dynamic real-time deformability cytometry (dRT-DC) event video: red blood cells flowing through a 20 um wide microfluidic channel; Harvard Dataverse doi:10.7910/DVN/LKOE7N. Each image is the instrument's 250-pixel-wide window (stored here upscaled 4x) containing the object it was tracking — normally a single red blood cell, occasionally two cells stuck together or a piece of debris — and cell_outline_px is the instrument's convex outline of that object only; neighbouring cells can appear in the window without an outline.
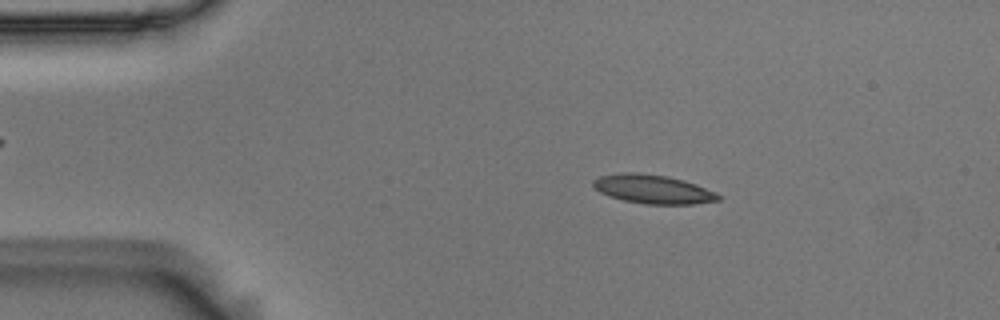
{"species": "Egyptian fruit bat (a non-hibernating species)", "species_latin": "Rousettus aegyptiacus", "temperature_condition": "room temperature", "stored_images_in_passage": 54, "camera_frame_rate_fps": 3000, "um_per_image_px": 0.085, "animal": {"sex": "male"}, "frame": {"image": 1, "passage_image": 9, "time_ms": 2.667, "image_size_px": [1000, 320], "cell_outline_px": [[720, 200], [692, 204], [644, 204], [624, 200], [600, 192], [592, 184], [592, 180], [600, 176], [620, 172], [640, 172], [668, 176], [684, 180], [696, 184], [716, 192], [720, 196]], "centroid_in_image_um": [55.51, 16.06], "position_along_channel_um": 29.5, "area_um2": 21.04}}
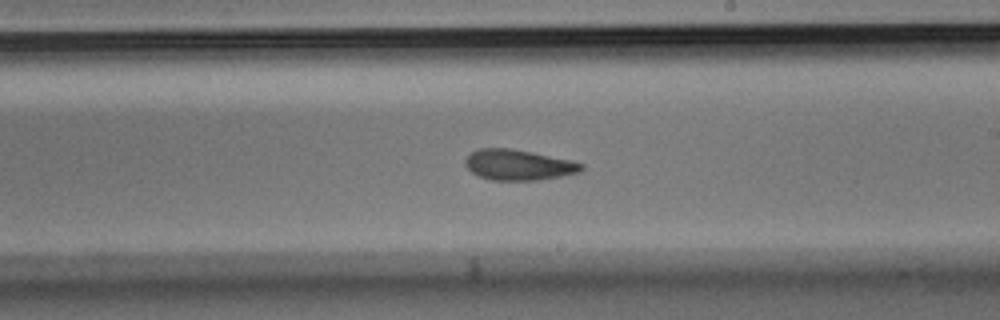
{"frame": {"image": 2, "passage_image": 31, "time_ms": 10.0, "image_size_px": [1000, 320], "cell_outline_px": [[584, 168], [580, 172], [540, 180], [492, 180], [480, 176], [472, 172], [464, 164], [464, 160], [472, 152], [480, 148], [512, 148], [572, 160], [584, 164]], "centroid_in_image_um": [44.09, 14.01], "position_along_channel_um": 244.9, "area_um2": 20.69}}
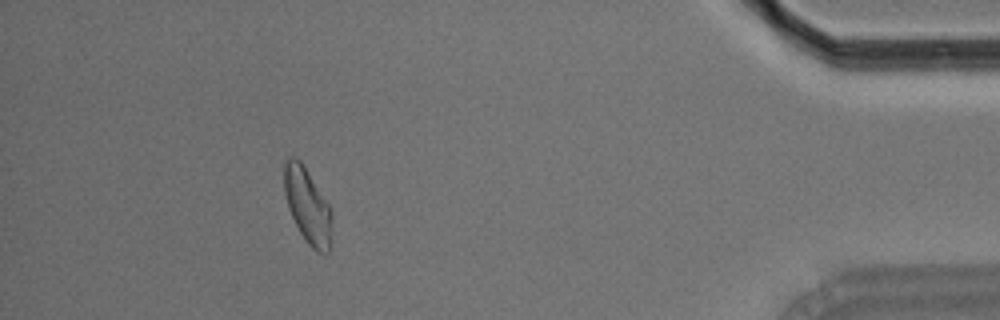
{"frame": {"image": 3, "passage_image": 49, "time_ms": 16.0, "image_size_px": [1000, 320], "cell_outline_px": [[332, 244], [328, 252], [316, 252], [304, 240], [288, 208], [284, 192], [284, 164], [288, 156], [296, 156], [300, 160], [328, 204], [332, 216]], "centroid_in_image_um": [26.14, 17.51], "position_along_channel_um": 409.1, "area_um2": 20.92}, "authors_computed_cell_mechanics": {"area_um2": 20.8369, "velocity_mm_per_s": 3.6418, "shape_relaxation_time_tau1_ms": 3.9087, "shape_relaxation_time_tau2_ms": 2.7617, "deformation_change_tau1": 0.1368, "deformation_change_tau2": 0.1022}}